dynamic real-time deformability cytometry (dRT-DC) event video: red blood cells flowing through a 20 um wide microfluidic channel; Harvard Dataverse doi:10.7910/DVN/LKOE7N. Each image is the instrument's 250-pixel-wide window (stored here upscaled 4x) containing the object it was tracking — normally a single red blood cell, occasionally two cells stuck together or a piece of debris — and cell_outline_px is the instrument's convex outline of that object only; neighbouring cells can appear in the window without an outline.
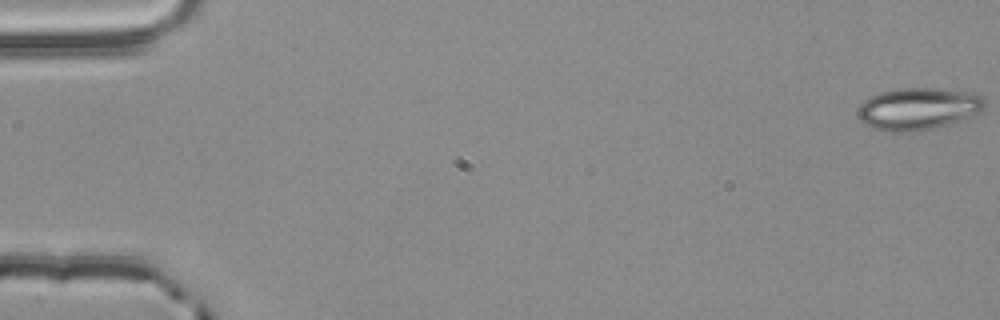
{"species": "common noctule bat (a hibernating species)", "species_latin": "Nyctalus noctula", "temperature_condition": "room temperature", "stored_images_in_passage": 56, "camera_frame_rate_fps": 3000, "um_per_image_px": 0.085, "animal": {"sex": "male", "body_mass_g": 20.4}, "frame": {"image": 1, "passage_image": 1, "time_ms": 0.0, "image_size_px": [1000, 320], "cell_outline_px": [[984, 108], [980, 112], [964, 120], [936, 128], [908, 132], [888, 132], [872, 128], [860, 120], [856, 112], [860, 104], [868, 96], [880, 92], [900, 88], [936, 88], [980, 92], [984, 96]], "centroid_in_image_um": [78.08, 9.24], "position_along_channel_um": 6.9, "area_um2": 31.91}}
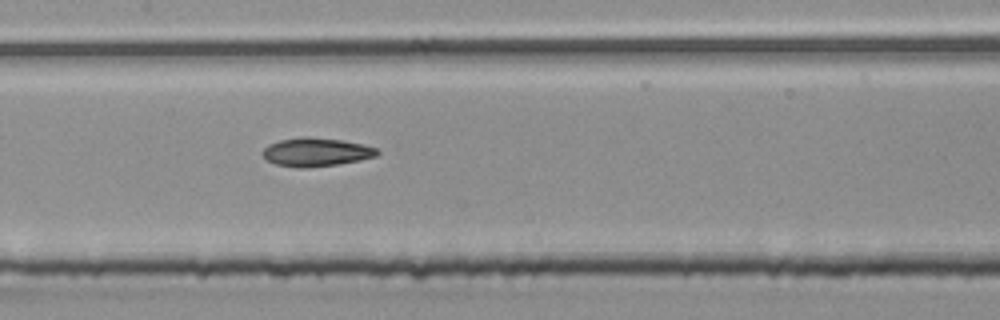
{"frame": {"image": 2, "passage_image": 28, "time_ms": 9.0, "image_size_px": [1000, 320], "cell_outline_px": [[380, 152], [376, 156], [360, 160], [336, 164], [304, 168], [296, 168], [276, 164], [264, 160], [260, 152], [268, 144], [280, 140], [304, 136], [308, 136], [340, 140], [364, 144], [376, 148]], "centroid_in_image_um": [26.81, 12.92], "position_along_channel_um": 180.6, "area_um2": 19.19}}
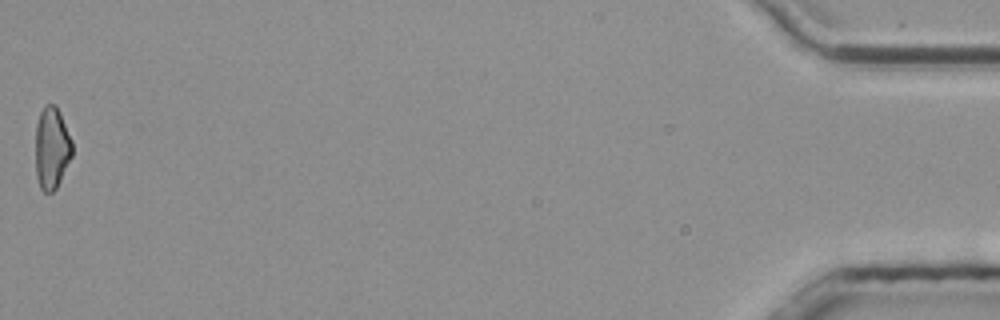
{"frame": {"image": 3, "passage_image": 56, "time_ms": 18.333, "image_size_px": [1000, 320], "cell_outline_px": [[72, 156], [56, 188], [52, 192], [44, 192], [40, 188], [36, 176], [36, 124], [40, 112], [44, 104], [56, 104], [72, 140]], "centroid_in_image_um": [4.39, 12.56], "position_along_channel_um": 430.8, "area_um2": 17.57}, "authors_computed_cell_mechanics": {"area_um2": 18.6405, "velocity_mm_per_s": 3.7972, "shape_relaxation_time_tau1_ms": null, "shape_relaxation_time_tau2_ms": 4.5583, "deformation_change_tau1": null, "deformation_change_tau2": 0.1249}}